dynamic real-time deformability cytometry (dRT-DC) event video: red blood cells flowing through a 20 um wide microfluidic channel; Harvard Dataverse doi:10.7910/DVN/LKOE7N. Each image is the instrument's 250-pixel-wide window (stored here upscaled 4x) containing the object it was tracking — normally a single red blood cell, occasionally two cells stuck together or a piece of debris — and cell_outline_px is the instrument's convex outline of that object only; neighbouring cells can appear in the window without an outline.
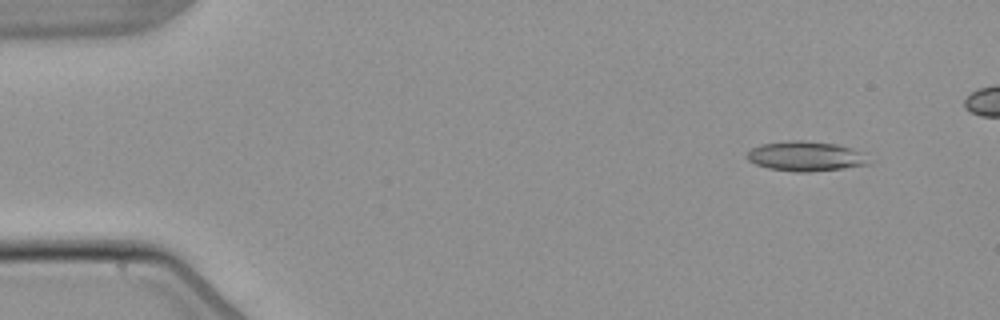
{"species": "common noctule bat (a hibernating species)", "species_latin": "Nyctalus noctula", "temperature_condition": "warm", "stored_images_in_passage": 5, "camera_frame_rate_fps": 3000, "um_per_image_px": 0.085, "animal": {"sex": "male", "body_mass_g": 21.5, "forearm_length_mm": 52.0}, "frame": {"image": 1, "passage_image": 2, "time_ms": 1.333, "image_size_px": [1000, 320], "cell_outline_px": [[872, 164], [844, 168], [808, 172], [796, 172], [768, 168], [756, 164], [748, 160], [748, 152], [752, 148], [760, 144], [792, 140], [800, 140], [836, 144], [852, 148]], "centroid_in_image_um": [68.44, 13.28], "position_along_channel_um": 16.6, "area_um2": 20.81}}